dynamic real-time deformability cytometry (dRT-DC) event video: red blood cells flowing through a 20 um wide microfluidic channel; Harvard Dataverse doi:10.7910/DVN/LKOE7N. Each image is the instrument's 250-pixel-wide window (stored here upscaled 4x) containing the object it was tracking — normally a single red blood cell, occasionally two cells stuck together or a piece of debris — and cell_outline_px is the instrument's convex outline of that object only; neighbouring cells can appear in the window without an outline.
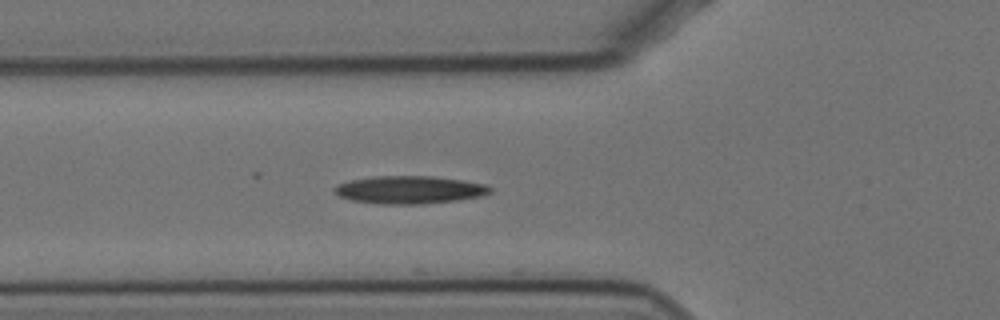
{"species": "Egyptian fruit bat (a non-hibernating species)", "species_latin": "Rousettus aegyptiacus", "temperature_condition": "cold", "stored_images_in_passage": 7, "camera_frame_rate_fps": 3000, "um_per_image_px": 0.085, "animal": {"sex": "female"}, "frame": {"image": 1, "passage_image": 3, "time_ms": 0.667, "image_size_px": [1000, 320], "cell_outline_px": [[492, 192], [480, 196], [456, 200], [420, 204], [376, 204], [352, 200], [340, 196], [332, 192], [332, 188], [336, 184], [352, 180], [372, 176], [432, 176], [464, 180], [484, 184], [492, 188]], "centroid_in_image_um": [34.76, 16.13], "position_along_channel_um": 91.0, "area_um2": 25.32}}
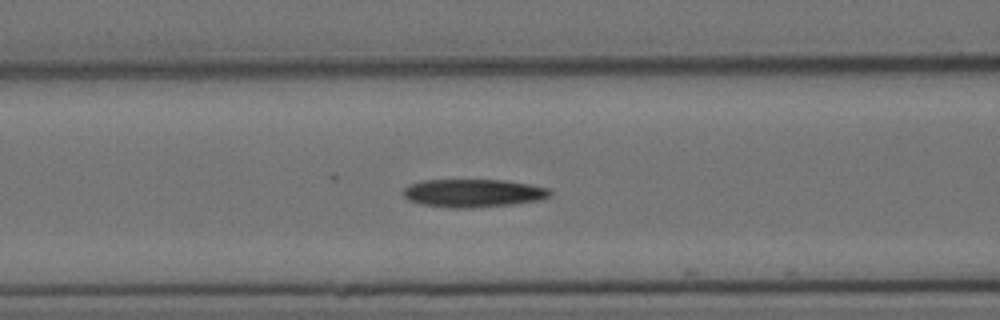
{"frame": {"image": 2, "passage_image": 6, "time_ms": 1.667, "image_size_px": [1000, 320], "cell_outline_px": [[552, 196], [544, 200], [512, 204], [468, 208], [448, 208], [420, 204], [408, 200], [400, 192], [408, 184], [424, 180], [504, 180], [552, 188]], "centroid_in_image_um": [40.24, 16.42], "position_along_channel_um": 126.4, "area_um2": 24.45}}